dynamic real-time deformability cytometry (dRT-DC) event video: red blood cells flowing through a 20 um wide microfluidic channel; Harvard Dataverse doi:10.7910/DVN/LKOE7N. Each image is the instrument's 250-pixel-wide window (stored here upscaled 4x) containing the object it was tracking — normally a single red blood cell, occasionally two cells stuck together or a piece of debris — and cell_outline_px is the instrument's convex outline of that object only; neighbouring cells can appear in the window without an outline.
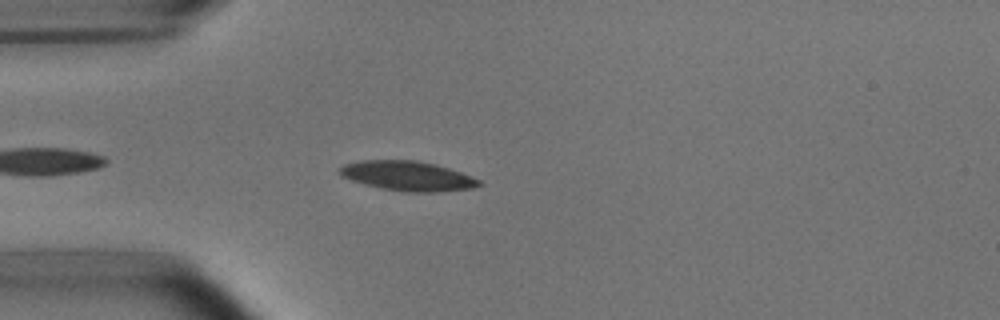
{"species": "common noctule bat (a hibernating species)", "species_latin": "Nyctalus noctula", "temperature_condition": "room temperature", "stored_images_in_passage": 28, "camera_frame_rate_fps": 3000, "um_per_image_px": 0.085, "animal": {"sex": "male", "body_mass_g": 15.6}, "frame": {"image": 1, "passage_image": 4, "time_ms": 1.0, "image_size_px": [1000, 320], "cell_outline_px": [[484, 184], [472, 188], [436, 192], [404, 192], [380, 188], [364, 184], [340, 176], [336, 168], [344, 164], [360, 160], [416, 160], [436, 164], [472, 176], [480, 180]], "centroid_in_image_um": [34.61, 14.95], "position_along_channel_um": 50.4, "area_um2": 24.33}}
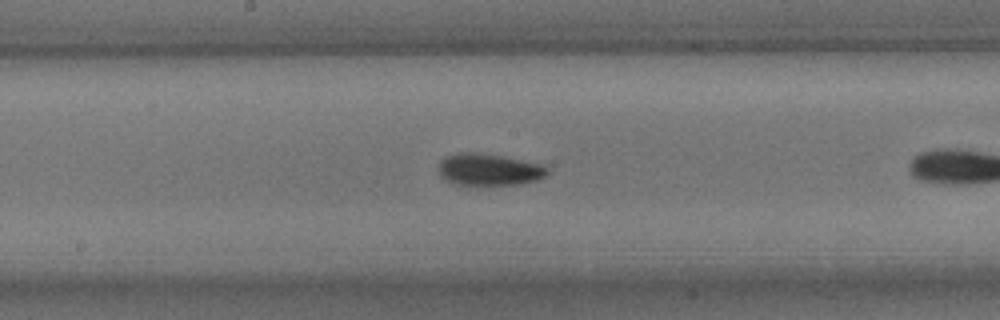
{"frame": {"image": 2, "passage_image": 14, "time_ms": 4.333, "image_size_px": [1000, 320], "cell_outline_px": [[548, 172], [544, 176], [536, 180], [520, 184], [456, 184], [440, 176], [440, 160], [444, 156], [456, 152], [480, 152], [504, 156], [540, 164], [548, 168]], "centroid_in_image_um": [41.54, 14.38], "position_along_channel_um": 206.7, "area_um2": 20.06}}
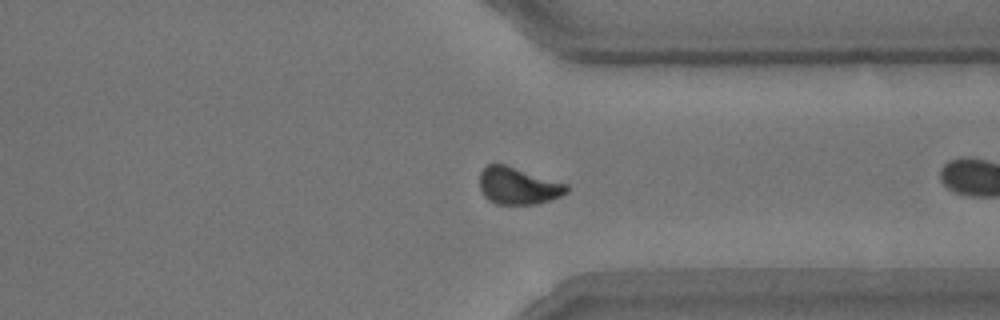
{"frame": {"image": 3, "passage_image": 27, "time_ms": 8.667, "image_size_px": [1000, 320], "cell_outline_px": [[568, 192], [560, 196], [536, 204], [496, 204], [488, 200], [484, 196], [480, 188], [480, 172], [488, 164], [504, 164], [568, 184]], "centroid_in_image_um": [44.03, 15.8], "position_along_channel_um": 367.4, "area_um2": 18.67}}